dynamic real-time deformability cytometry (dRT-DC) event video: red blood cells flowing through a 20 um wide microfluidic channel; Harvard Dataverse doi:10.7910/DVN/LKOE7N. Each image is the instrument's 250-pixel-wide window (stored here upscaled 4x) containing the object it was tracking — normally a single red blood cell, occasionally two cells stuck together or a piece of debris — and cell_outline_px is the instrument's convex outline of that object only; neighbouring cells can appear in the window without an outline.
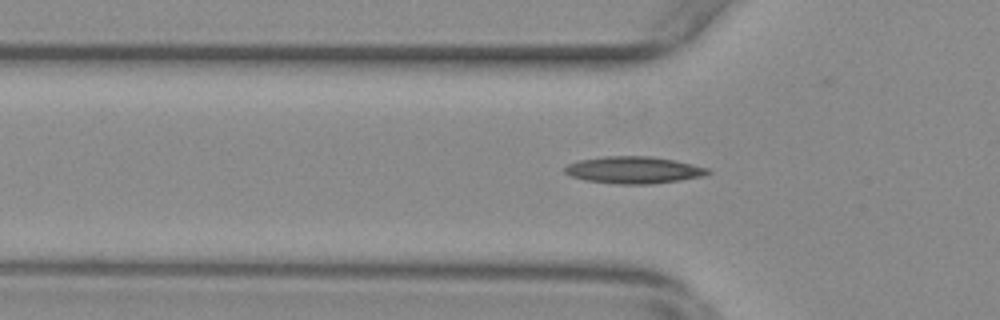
{"species": "common noctule bat (a hibernating species)", "species_latin": "Nyctalus noctula", "temperature_condition": "warm", "stored_images_in_passage": 47, "camera_frame_rate_fps": 3000, "um_per_image_px": 0.085, "animal": {"sex": "female", "body_mass_g": 29.2, "forearm_length_mm": 56.3}, "frame": {"image": 1, "passage_image": 16, "time_ms": 5.0, "image_size_px": [1000, 320], "cell_outline_px": [[712, 172], [704, 176], [680, 180], [652, 184], [616, 184], [584, 180], [572, 176], [564, 172], [564, 168], [568, 164], [580, 160], [604, 156], [652, 156], [692, 164], [708, 168]], "centroid_in_image_um": [53.87, 14.45], "position_along_channel_um": 71.9, "area_um2": 22.48}}
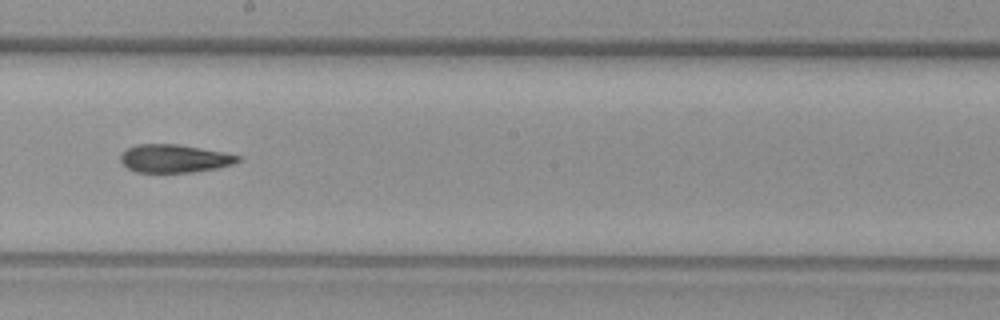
{"frame": {"image": 2, "passage_image": 29, "time_ms": 9.333, "image_size_px": [1000, 320], "cell_outline_px": [[240, 160], [232, 164], [216, 168], [192, 172], [136, 172], [128, 168], [120, 160], [120, 156], [128, 148], [136, 144], [176, 144], [220, 152], [240, 156]], "centroid_in_image_um": [14.78, 13.48], "position_along_channel_um": 233.4, "area_um2": 18.79}}
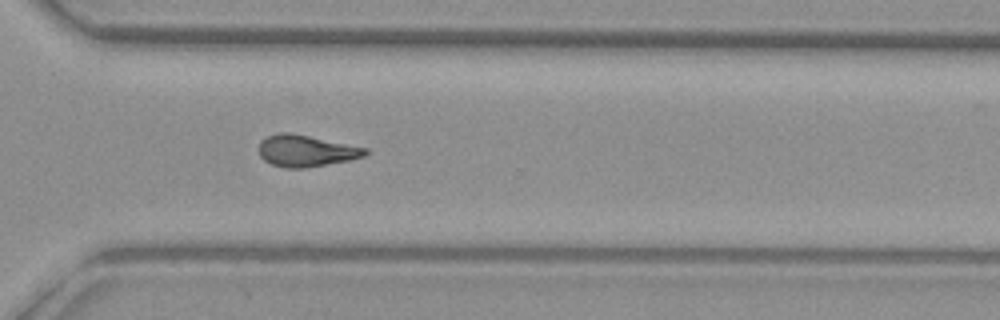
{"frame": {"image": 3, "passage_image": 38, "time_ms": 12.333, "image_size_px": [1000, 320], "cell_outline_px": [[368, 152], [364, 156], [352, 160], [304, 168], [284, 168], [272, 164], [264, 160], [260, 156], [260, 140], [268, 136], [280, 132], [292, 132], [368, 148]], "centroid_in_image_um": [26.03, 12.81], "position_along_channel_um": 344.6, "area_um2": 19.71}, "authors_computed_cell_mechanics": {"area_um2": 19.5942, "velocity_mm_per_s": 3.7094, "shape_relaxation_time_tau1_ms": null, "shape_relaxation_time_tau2_ms": 5.0586, "deformation_change_tau1": null, "deformation_change_tau2": 0.1397}}